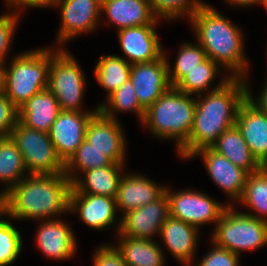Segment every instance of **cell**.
Here are the masks:
<instances>
[{
	"instance_id": "obj_1",
	"label": "cell",
	"mask_w": 267,
	"mask_h": 266,
	"mask_svg": "<svg viewBox=\"0 0 267 266\" xmlns=\"http://www.w3.org/2000/svg\"><path fill=\"white\" fill-rule=\"evenodd\" d=\"M246 78L230 77L220 88L197 95L193 127L177 153L189 159L197 150L211 147L219 136L235 125L238 110L248 97Z\"/></svg>"
},
{
	"instance_id": "obj_2",
	"label": "cell",
	"mask_w": 267,
	"mask_h": 266,
	"mask_svg": "<svg viewBox=\"0 0 267 266\" xmlns=\"http://www.w3.org/2000/svg\"><path fill=\"white\" fill-rule=\"evenodd\" d=\"M72 182L65 174L28 175L0 199L11 219L49 220L68 212Z\"/></svg>"
},
{
	"instance_id": "obj_3",
	"label": "cell",
	"mask_w": 267,
	"mask_h": 266,
	"mask_svg": "<svg viewBox=\"0 0 267 266\" xmlns=\"http://www.w3.org/2000/svg\"><path fill=\"white\" fill-rule=\"evenodd\" d=\"M189 20L195 39L207 57L230 70V77L247 79L249 61L244 56L240 28L206 3Z\"/></svg>"
},
{
	"instance_id": "obj_4",
	"label": "cell",
	"mask_w": 267,
	"mask_h": 266,
	"mask_svg": "<svg viewBox=\"0 0 267 266\" xmlns=\"http://www.w3.org/2000/svg\"><path fill=\"white\" fill-rule=\"evenodd\" d=\"M196 99L171 86L145 112L142 124L158 138L172 139L179 150L193 127Z\"/></svg>"
},
{
	"instance_id": "obj_5",
	"label": "cell",
	"mask_w": 267,
	"mask_h": 266,
	"mask_svg": "<svg viewBox=\"0 0 267 266\" xmlns=\"http://www.w3.org/2000/svg\"><path fill=\"white\" fill-rule=\"evenodd\" d=\"M50 49L41 48L17 54L5 67V95L19 108L48 86Z\"/></svg>"
},
{
	"instance_id": "obj_6",
	"label": "cell",
	"mask_w": 267,
	"mask_h": 266,
	"mask_svg": "<svg viewBox=\"0 0 267 266\" xmlns=\"http://www.w3.org/2000/svg\"><path fill=\"white\" fill-rule=\"evenodd\" d=\"M233 207L229 205L216 223L212 243L238 256L267 244V221L239 213Z\"/></svg>"
},
{
	"instance_id": "obj_7",
	"label": "cell",
	"mask_w": 267,
	"mask_h": 266,
	"mask_svg": "<svg viewBox=\"0 0 267 266\" xmlns=\"http://www.w3.org/2000/svg\"><path fill=\"white\" fill-rule=\"evenodd\" d=\"M85 80L84 72L70 52L59 47L56 50L50 49L47 89L57 99L61 110L89 112L81 107Z\"/></svg>"
},
{
	"instance_id": "obj_8",
	"label": "cell",
	"mask_w": 267,
	"mask_h": 266,
	"mask_svg": "<svg viewBox=\"0 0 267 266\" xmlns=\"http://www.w3.org/2000/svg\"><path fill=\"white\" fill-rule=\"evenodd\" d=\"M10 137L22 154L28 175L65 173V164L57 155L49 133L26 127L18 121Z\"/></svg>"
},
{
	"instance_id": "obj_9",
	"label": "cell",
	"mask_w": 267,
	"mask_h": 266,
	"mask_svg": "<svg viewBox=\"0 0 267 266\" xmlns=\"http://www.w3.org/2000/svg\"><path fill=\"white\" fill-rule=\"evenodd\" d=\"M165 192L169 200V215L182 220L199 229L207 223L216 224L226 208L231 205H223L196 190H181L172 192L165 187Z\"/></svg>"
},
{
	"instance_id": "obj_10",
	"label": "cell",
	"mask_w": 267,
	"mask_h": 266,
	"mask_svg": "<svg viewBox=\"0 0 267 266\" xmlns=\"http://www.w3.org/2000/svg\"><path fill=\"white\" fill-rule=\"evenodd\" d=\"M102 0H55L60 7L61 24L57 44L61 46L77 35L94 31L100 19Z\"/></svg>"
},
{
	"instance_id": "obj_11",
	"label": "cell",
	"mask_w": 267,
	"mask_h": 266,
	"mask_svg": "<svg viewBox=\"0 0 267 266\" xmlns=\"http://www.w3.org/2000/svg\"><path fill=\"white\" fill-rule=\"evenodd\" d=\"M118 235L152 240L169 216V200L164 192L158 199L121 215Z\"/></svg>"
},
{
	"instance_id": "obj_12",
	"label": "cell",
	"mask_w": 267,
	"mask_h": 266,
	"mask_svg": "<svg viewBox=\"0 0 267 266\" xmlns=\"http://www.w3.org/2000/svg\"><path fill=\"white\" fill-rule=\"evenodd\" d=\"M97 111L98 106L90 112L62 110L58 114L49 131V137L64 164L85 140L89 120Z\"/></svg>"
},
{
	"instance_id": "obj_13",
	"label": "cell",
	"mask_w": 267,
	"mask_h": 266,
	"mask_svg": "<svg viewBox=\"0 0 267 266\" xmlns=\"http://www.w3.org/2000/svg\"><path fill=\"white\" fill-rule=\"evenodd\" d=\"M130 80L140 105L147 110L171 87L165 52L157 60L131 65Z\"/></svg>"
},
{
	"instance_id": "obj_14",
	"label": "cell",
	"mask_w": 267,
	"mask_h": 266,
	"mask_svg": "<svg viewBox=\"0 0 267 266\" xmlns=\"http://www.w3.org/2000/svg\"><path fill=\"white\" fill-rule=\"evenodd\" d=\"M119 120L111 119L99 110L91 117L85 139L93 148L104 152L113 163L125 162L126 140Z\"/></svg>"
},
{
	"instance_id": "obj_15",
	"label": "cell",
	"mask_w": 267,
	"mask_h": 266,
	"mask_svg": "<svg viewBox=\"0 0 267 266\" xmlns=\"http://www.w3.org/2000/svg\"><path fill=\"white\" fill-rule=\"evenodd\" d=\"M201 156L205 168L212 181L228 195L238 202L244 193L248 172L235 166L223 155L218 154L211 147H205L194 152L190 158Z\"/></svg>"
},
{
	"instance_id": "obj_16",
	"label": "cell",
	"mask_w": 267,
	"mask_h": 266,
	"mask_svg": "<svg viewBox=\"0 0 267 266\" xmlns=\"http://www.w3.org/2000/svg\"><path fill=\"white\" fill-rule=\"evenodd\" d=\"M155 27L156 24H146L117 31L121 49L128 58V63L133 65L151 62L164 54Z\"/></svg>"
},
{
	"instance_id": "obj_17",
	"label": "cell",
	"mask_w": 267,
	"mask_h": 266,
	"mask_svg": "<svg viewBox=\"0 0 267 266\" xmlns=\"http://www.w3.org/2000/svg\"><path fill=\"white\" fill-rule=\"evenodd\" d=\"M235 125L253 156L262 166H266L267 115L247 97L238 110Z\"/></svg>"
},
{
	"instance_id": "obj_18",
	"label": "cell",
	"mask_w": 267,
	"mask_h": 266,
	"mask_svg": "<svg viewBox=\"0 0 267 266\" xmlns=\"http://www.w3.org/2000/svg\"><path fill=\"white\" fill-rule=\"evenodd\" d=\"M69 211L77 212L89 227L104 230L116 222L115 198L88 193H70Z\"/></svg>"
},
{
	"instance_id": "obj_19",
	"label": "cell",
	"mask_w": 267,
	"mask_h": 266,
	"mask_svg": "<svg viewBox=\"0 0 267 266\" xmlns=\"http://www.w3.org/2000/svg\"><path fill=\"white\" fill-rule=\"evenodd\" d=\"M42 222V223H41ZM36 235V244L43 255L51 259L66 260L76 253V237L69 224L50 218L42 220Z\"/></svg>"
},
{
	"instance_id": "obj_20",
	"label": "cell",
	"mask_w": 267,
	"mask_h": 266,
	"mask_svg": "<svg viewBox=\"0 0 267 266\" xmlns=\"http://www.w3.org/2000/svg\"><path fill=\"white\" fill-rule=\"evenodd\" d=\"M165 187L143 175H123L115 197L116 207L124 215L158 199L165 192Z\"/></svg>"
},
{
	"instance_id": "obj_21",
	"label": "cell",
	"mask_w": 267,
	"mask_h": 266,
	"mask_svg": "<svg viewBox=\"0 0 267 266\" xmlns=\"http://www.w3.org/2000/svg\"><path fill=\"white\" fill-rule=\"evenodd\" d=\"M199 231L195 226L169 215L161 227L159 236L174 258L190 266L196 252Z\"/></svg>"
},
{
	"instance_id": "obj_22",
	"label": "cell",
	"mask_w": 267,
	"mask_h": 266,
	"mask_svg": "<svg viewBox=\"0 0 267 266\" xmlns=\"http://www.w3.org/2000/svg\"><path fill=\"white\" fill-rule=\"evenodd\" d=\"M106 13L109 22L118 30L128 27L158 24L149 0H102L101 13Z\"/></svg>"
},
{
	"instance_id": "obj_23",
	"label": "cell",
	"mask_w": 267,
	"mask_h": 266,
	"mask_svg": "<svg viewBox=\"0 0 267 266\" xmlns=\"http://www.w3.org/2000/svg\"><path fill=\"white\" fill-rule=\"evenodd\" d=\"M61 111L57 99L46 88L18 108V121L26 127L49 133Z\"/></svg>"
},
{
	"instance_id": "obj_24",
	"label": "cell",
	"mask_w": 267,
	"mask_h": 266,
	"mask_svg": "<svg viewBox=\"0 0 267 266\" xmlns=\"http://www.w3.org/2000/svg\"><path fill=\"white\" fill-rule=\"evenodd\" d=\"M124 166L121 163H112L83 172L84 179L78 177L72 183L71 193H88L115 198L124 174L122 173Z\"/></svg>"
},
{
	"instance_id": "obj_25",
	"label": "cell",
	"mask_w": 267,
	"mask_h": 266,
	"mask_svg": "<svg viewBox=\"0 0 267 266\" xmlns=\"http://www.w3.org/2000/svg\"><path fill=\"white\" fill-rule=\"evenodd\" d=\"M211 148L249 174L263 167L251 153L236 125L224 131Z\"/></svg>"
},
{
	"instance_id": "obj_26",
	"label": "cell",
	"mask_w": 267,
	"mask_h": 266,
	"mask_svg": "<svg viewBox=\"0 0 267 266\" xmlns=\"http://www.w3.org/2000/svg\"><path fill=\"white\" fill-rule=\"evenodd\" d=\"M119 244L114 246L122 255L127 266H163L164 252L153 240L119 236Z\"/></svg>"
},
{
	"instance_id": "obj_27",
	"label": "cell",
	"mask_w": 267,
	"mask_h": 266,
	"mask_svg": "<svg viewBox=\"0 0 267 266\" xmlns=\"http://www.w3.org/2000/svg\"><path fill=\"white\" fill-rule=\"evenodd\" d=\"M22 154L12 138L5 137L0 144V181L6 188L0 193V199L15 187L27 175Z\"/></svg>"
},
{
	"instance_id": "obj_28",
	"label": "cell",
	"mask_w": 267,
	"mask_h": 266,
	"mask_svg": "<svg viewBox=\"0 0 267 266\" xmlns=\"http://www.w3.org/2000/svg\"><path fill=\"white\" fill-rule=\"evenodd\" d=\"M219 65L212 61L210 58H206L203 62L199 63L197 67L188 71L186 74L174 87L178 90L189 94V95H200L205 91H213L220 88L229 78L230 75L226 77L219 83V85L209 88L211 83L216 79V75L219 74ZM208 89V90H207Z\"/></svg>"
},
{
	"instance_id": "obj_29",
	"label": "cell",
	"mask_w": 267,
	"mask_h": 266,
	"mask_svg": "<svg viewBox=\"0 0 267 266\" xmlns=\"http://www.w3.org/2000/svg\"><path fill=\"white\" fill-rule=\"evenodd\" d=\"M130 70L131 64L121 56H100L95 66V76L109 96L130 78Z\"/></svg>"
},
{
	"instance_id": "obj_30",
	"label": "cell",
	"mask_w": 267,
	"mask_h": 266,
	"mask_svg": "<svg viewBox=\"0 0 267 266\" xmlns=\"http://www.w3.org/2000/svg\"><path fill=\"white\" fill-rule=\"evenodd\" d=\"M107 97V103L98 105V110L105 116L117 120L119 112H135L140 120L143 122L146 110L140 105L135 87L130 78L124 82L117 90L112 92ZM108 105V106H107ZM115 113V114H114Z\"/></svg>"
},
{
	"instance_id": "obj_31",
	"label": "cell",
	"mask_w": 267,
	"mask_h": 266,
	"mask_svg": "<svg viewBox=\"0 0 267 266\" xmlns=\"http://www.w3.org/2000/svg\"><path fill=\"white\" fill-rule=\"evenodd\" d=\"M238 202L255 212V214L251 212L246 214L267 221V168L265 166L257 172L248 174L243 196Z\"/></svg>"
},
{
	"instance_id": "obj_32",
	"label": "cell",
	"mask_w": 267,
	"mask_h": 266,
	"mask_svg": "<svg viewBox=\"0 0 267 266\" xmlns=\"http://www.w3.org/2000/svg\"><path fill=\"white\" fill-rule=\"evenodd\" d=\"M112 163L113 162L104 155V152L93 148L85 139L77 148L75 154L65 164L64 174L73 183L79 177L77 171L83 173L97 167L111 165Z\"/></svg>"
},
{
	"instance_id": "obj_33",
	"label": "cell",
	"mask_w": 267,
	"mask_h": 266,
	"mask_svg": "<svg viewBox=\"0 0 267 266\" xmlns=\"http://www.w3.org/2000/svg\"><path fill=\"white\" fill-rule=\"evenodd\" d=\"M206 58V52L199 43L182 44L179 48L174 68L171 69L168 57H166L170 85L174 87L186 74H188V71L197 67V65L203 62Z\"/></svg>"
},
{
	"instance_id": "obj_34",
	"label": "cell",
	"mask_w": 267,
	"mask_h": 266,
	"mask_svg": "<svg viewBox=\"0 0 267 266\" xmlns=\"http://www.w3.org/2000/svg\"><path fill=\"white\" fill-rule=\"evenodd\" d=\"M4 212L0 209V216ZM22 249L20 232L8 220L0 218V266H8L17 260Z\"/></svg>"
},
{
	"instance_id": "obj_35",
	"label": "cell",
	"mask_w": 267,
	"mask_h": 266,
	"mask_svg": "<svg viewBox=\"0 0 267 266\" xmlns=\"http://www.w3.org/2000/svg\"><path fill=\"white\" fill-rule=\"evenodd\" d=\"M155 16L174 20L181 16L190 18L205 2L202 0H149Z\"/></svg>"
},
{
	"instance_id": "obj_36",
	"label": "cell",
	"mask_w": 267,
	"mask_h": 266,
	"mask_svg": "<svg viewBox=\"0 0 267 266\" xmlns=\"http://www.w3.org/2000/svg\"><path fill=\"white\" fill-rule=\"evenodd\" d=\"M0 16V64H5L6 55L9 53L10 44L12 43V38L15 34V28L18 25L20 12H13Z\"/></svg>"
},
{
	"instance_id": "obj_37",
	"label": "cell",
	"mask_w": 267,
	"mask_h": 266,
	"mask_svg": "<svg viewBox=\"0 0 267 266\" xmlns=\"http://www.w3.org/2000/svg\"><path fill=\"white\" fill-rule=\"evenodd\" d=\"M239 259L235 253L215 245L197 266H238Z\"/></svg>"
},
{
	"instance_id": "obj_38",
	"label": "cell",
	"mask_w": 267,
	"mask_h": 266,
	"mask_svg": "<svg viewBox=\"0 0 267 266\" xmlns=\"http://www.w3.org/2000/svg\"><path fill=\"white\" fill-rule=\"evenodd\" d=\"M18 122V108L4 94L0 95V134L9 137Z\"/></svg>"
},
{
	"instance_id": "obj_39",
	"label": "cell",
	"mask_w": 267,
	"mask_h": 266,
	"mask_svg": "<svg viewBox=\"0 0 267 266\" xmlns=\"http://www.w3.org/2000/svg\"><path fill=\"white\" fill-rule=\"evenodd\" d=\"M92 259L94 266H127L122 255L113 245L100 246Z\"/></svg>"
},
{
	"instance_id": "obj_40",
	"label": "cell",
	"mask_w": 267,
	"mask_h": 266,
	"mask_svg": "<svg viewBox=\"0 0 267 266\" xmlns=\"http://www.w3.org/2000/svg\"><path fill=\"white\" fill-rule=\"evenodd\" d=\"M55 0H5L7 6L15 8L17 12L25 7H51L53 6Z\"/></svg>"
},
{
	"instance_id": "obj_41",
	"label": "cell",
	"mask_w": 267,
	"mask_h": 266,
	"mask_svg": "<svg viewBox=\"0 0 267 266\" xmlns=\"http://www.w3.org/2000/svg\"><path fill=\"white\" fill-rule=\"evenodd\" d=\"M265 83H266L264 85L265 87L263 88V91L260 93V97L258 99L255 100L253 98L251 89H248V97L267 115V81Z\"/></svg>"
},
{
	"instance_id": "obj_42",
	"label": "cell",
	"mask_w": 267,
	"mask_h": 266,
	"mask_svg": "<svg viewBox=\"0 0 267 266\" xmlns=\"http://www.w3.org/2000/svg\"><path fill=\"white\" fill-rule=\"evenodd\" d=\"M227 3H229L230 5H238V6H253V4L257 5V4H264L265 0H226Z\"/></svg>"
},
{
	"instance_id": "obj_43",
	"label": "cell",
	"mask_w": 267,
	"mask_h": 266,
	"mask_svg": "<svg viewBox=\"0 0 267 266\" xmlns=\"http://www.w3.org/2000/svg\"><path fill=\"white\" fill-rule=\"evenodd\" d=\"M5 64H0V95L5 94Z\"/></svg>"
},
{
	"instance_id": "obj_44",
	"label": "cell",
	"mask_w": 267,
	"mask_h": 266,
	"mask_svg": "<svg viewBox=\"0 0 267 266\" xmlns=\"http://www.w3.org/2000/svg\"><path fill=\"white\" fill-rule=\"evenodd\" d=\"M5 137H6L5 135L0 134V144H1V142L4 140Z\"/></svg>"
},
{
	"instance_id": "obj_45",
	"label": "cell",
	"mask_w": 267,
	"mask_h": 266,
	"mask_svg": "<svg viewBox=\"0 0 267 266\" xmlns=\"http://www.w3.org/2000/svg\"><path fill=\"white\" fill-rule=\"evenodd\" d=\"M263 6H264V8L267 10V0L264 1Z\"/></svg>"
}]
</instances>
